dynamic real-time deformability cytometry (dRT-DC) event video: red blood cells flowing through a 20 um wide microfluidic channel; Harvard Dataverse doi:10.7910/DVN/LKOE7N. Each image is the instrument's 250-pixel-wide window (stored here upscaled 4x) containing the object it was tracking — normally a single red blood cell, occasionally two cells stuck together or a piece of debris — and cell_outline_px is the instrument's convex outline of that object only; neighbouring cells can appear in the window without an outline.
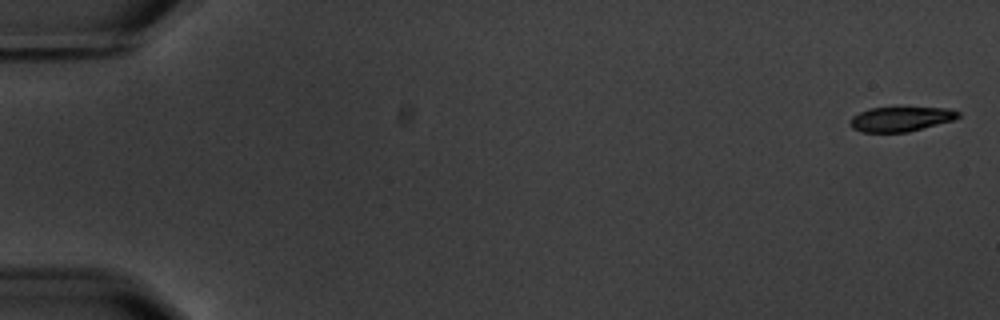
{"species": "common noctule bat (a hibernating species)", "species_latin": "Nyctalus noctula", "temperature_condition": "warm", "stored_images_in_passage": 7, "camera_frame_rate_fps": 3000, "um_per_image_px": 0.085, "animal": {"sex": "male", "body_mass_g": 20.1, "forearm_length_mm": 53.5}, "frame": {"image": 1, "passage_image": 1, "time_ms": 0.0, "image_size_px": [1000, 320], "cell_outline_px": [[960, 116], [952, 120], [908, 132], [864, 132], [852, 128], [852, 116], [868, 108], [948, 108], [960, 112]], "centroid_in_image_um": [76.57, 10.12], "position_along_channel_um": 8.4, "area_um2": 15.2}}
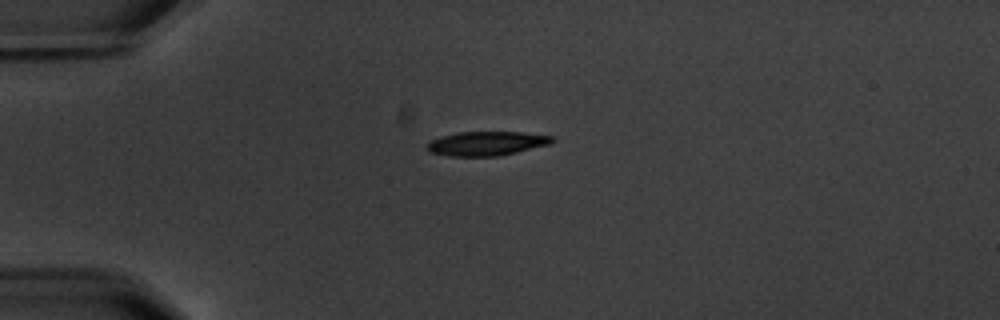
{"frame": {"image": 2, "passage_image": 5, "time_ms": 4.667, "image_size_px": [1000, 320], "cell_outline_px": [[556, 140], [548, 144], [516, 152], [496, 156], [448, 156], [432, 152], [428, 148], [428, 144], [432, 140], [440, 136], [460, 132], [520, 132], [556, 136]], "centroid_in_image_um": [41.4, 12.18], "position_along_channel_um": 43.6, "area_um2": 17.4}}
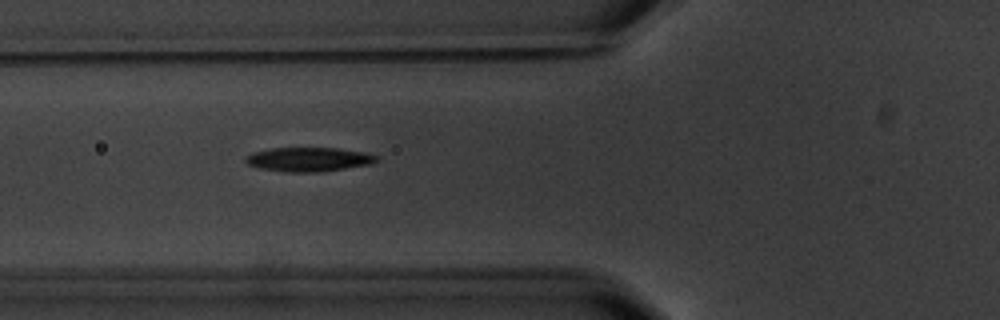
{"frame": {"image": 3, "passage_image": 7, "time_ms": 7.0, "image_size_px": [1000, 320], "cell_outline_px": [[380, 160], [372, 164], [320, 172], [288, 172], [260, 168], [248, 164], [244, 160], [248, 156], [256, 152], [272, 148], [336, 148], [368, 152], [380, 156]], "centroid_in_image_um": [26.35, 13.55], "position_along_channel_um": 99.4, "area_um2": 18.44}}